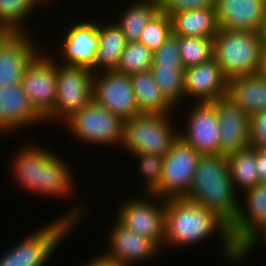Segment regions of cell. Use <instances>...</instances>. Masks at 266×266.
Instances as JSON below:
<instances>
[{"label": "cell", "mask_w": 266, "mask_h": 266, "mask_svg": "<svg viewBox=\"0 0 266 266\" xmlns=\"http://www.w3.org/2000/svg\"><path fill=\"white\" fill-rule=\"evenodd\" d=\"M250 145L266 148V112L250 117Z\"/></svg>", "instance_id": "obj_36"}, {"label": "cell", "mask_w": 266, "mask_h": 266, "mask_svg": "<svg viewBox=\"0 0 266 266\" xmlns=\"http://www.w3.org/2000/svg\"><path fill=\"white\" fill-rule=\"evenodd\" d=\"M57 62L55 107L45 118V123L56 120L63 125L93 99L94 73L88 67L66 66Z\"/></svg>", "instance_id": "obj_7"}, {"label": "cell", "mask_w": 266, "mask_h": 266, "mask_svg": "<svg viewBox=\"0 0 266 266\" xmlns=\"http://www.w3.org/2000/svg\"><path fill=\"white\" fill-rule=\"evenodd\" d=\"M93 99L123 120L142 114L136 103L129 75L117 71L93 76Z\"/></svg>", "instance_id": "obj_11"}, {"label": "cell", "mask_w": 266, "mask_h": 266, "mask_svg": "<svg viewBox=\"0 0 266 266\" xmlns=\"http://www.w3.org/2000/svg\"><path fill=\"white\" fill-rule=\"evenodd\" d=\"M160 11V0H135L114 22L121 28L127 43L138 42L143 29Z\"/></svg>", "instance_id": "obj_26"}, {"label": "cell", "mask_w": 266, "mask_h": 266, "mask_svg": "<svg viewBox=\"0 0 266 266\" xmlns=\"http://www.w3.org/2000/svg\"><path fill=\"white\" fill-rule=\"evenodd\" d=\"M266 243V225L260 229L249 241L248 243L240 250V263L246 260L251 252L258 246L259 243ZM266 245V244H265Z\"/></svg>", "instance_id": "obj_37"}, {"label": "cell", "mask_w": 266, "mask_h": 266, "mask_svg": "<svg viewBox=\"0 0 266 266\" xmlns=\"http://www.w3.org/2000/svg\"><path fill=\"white\" fill-rule=\"evenodd\" d=\"M243 194L244 204L240 202L238 215L230 225L232 241L239 250L266 225V183H259Z\"/></svg>", "instance_id": "obj_18"}, {"label": "cell", "mask_w": 266, "mask_h": 266, "mask_svg": "<svg viewBox=\"0 0 266 266\" xmlns=\"http://www.w3.org/2000/svg\"><path fill=\"white\" fill-rule=\"evenodd\" d=\"M220 123L219 155L245 150L250 145V117L230 98L213 101Z\"/></svg>", "instance_id": "obj_17"}, {"label": "cell", "mask_w": 266, "mask_h": 266, "mask_svg": "<svg viewBox=\"0 0 266 266\" xmlns=\"http://www.w3.org/2000/svg\"><path fill=\"white\" fill-rule=\"evenodd\" d=\"M129 77L141 113L162 115L175 113L176 109L163 96L150 70L129 74Z\"/></svg>", "instance_id": "obj_25"}, {"label": "cell", "mask_w": 266, "mask_h": 266, "mask_svg": "<svg viewBox=\"0 0 266 266\" xmlns=\"http://www.w3.org/2000/svg\"><path fill=\"white\" fill-rule=\"evenodd\" d=\"M150 71L163 96L177 111L185 99L184 67L152 66Z\"/></svg>", "instance_id": "obj_29"}, {"label": "cell", "mask_w": 266, "mask_h": 266, "mask_svg": "<svg viewBox=\"0 0 266 266\" xmlns=\"http://www.w3.org/2000/svg\"><path fill=\"white\" fill-rule=\"evenodd\" d=\"M219 28L262 33L266 23V0H215Z\"/></svg>", "instance_id": "obj_20"}, {"label": "cell", "mask_w": 266, "mask_h": 266, "mask_svg": "<svg viewBox=\"0 0 266 266\" xmlns=\"http://www.w3.org/2000/svg\"><path fill=\"white\" fill-rule=\"evenodd\" d=\"M214 233L219 237L224 258L233 265L240 264V250L232 241L230 225L217 213L185 197L165 200V248L195 245Z\"/></svg>", "instance_id": "obj_1"}, {"label": "cell", "mask_w": 266, "mask_h": 266, "mask_svg": "<svg viewBox=\"0 0 266 266\" xmlns=\"http://www.w3.org/2000/svg\"><path fill=\"white\" fill-rule=\"evenodd\" d=\"M263 33L220 28L213 38V58L230 80L263 71Z\"/></svg>", "instance_id": "obj_5"}, {"label": "cell", "mask_w": 266, "mask_h": 266, "mask_svg": "<svg viewBox=\"0 0 266 266\" xmlns=\"http://www.w3.org/2000/svg\"><path fill=\"white\" fill-rule=\"evenodd\" d=\"M170 35H172L170 16L160 11L143 29L138 42L154 53Z\"/></svg>", "instance_id": "obj_32"}, {"label": "cell", "mask_w": 266, "mask_h": 266, "mask_svg": "<svg viewBox=\"0 0 266 266\" xmlns=\"http://www.w3.org/2000/svg\"><path fill=\"white\" fill-rule=\"evenodd\" d=\"M249 116L266 112V76L261 72L228 80V94Z\"/></svg>", "instance_id": "obj_22"}, {"label": "cell", "mask_w": 266, "mask_h": 266, "mask_svg": "<svg viewBox=\"0 0 266 266\" xmlns=\"http://www.w3.org/2000/svg\"><path fill=\"white\" fill-rule=\"evenodd\" d=\"M48 0H0V28L11 33H27V19L40 4ZM38 5V6H37ZM29 17V18H28ZM24 23V24H23ZM24 26V28H23Z\"/></svg>", "instance_id": "obj_28"}, {"label": "cell", "mask_w": 266, "mask_h": 266, "mask_svg": "<svg viewBox=\"0 0 266 266\" xmlns=\"http://www.w3.org/2000/svg\"><path fill=\"white\" fill-rule=\"evenodd\" d=\"M201 156L179 137L163 156L160 186L153 194L165 200L186 197Z\"/></svg>", "instance_id": "obj_9"}, {"label": "cell", "mask_w": 266, "mask_h": 266, "mask_svg": "<svg viewBox=\"0 0 266 266\" xmlns=\"http://www.w3.org/2000/svg\"><path fill=\"white\" fill-rule=\"evenodd\" d=\"M179 137L201 155H219L220 123L213 102H193ZM187 122V123H186Z\"/></svg>", "instance_id": "obj_13"}, {"label": "cell", "mask_w": 266, "mask_h": 266, "mask_svg": "<svg viewBox=\"0 0 266 266\" xmlns=\"http://www.w3.org/2000/svg\"><path fill=\"white\" fill-rule=\"evenodd\" d=\"M143 197L136 198L135 196L133 199L124 201L119 206L120 209H117L118 215L115 219L132 232L149 238L163 251L165 199L154 194H147Z\"/></svg>", "instance_id": "obj_10"}, {"label": "cell", "mask_w": 266, "mask_h": 266, "mask_svg": "<svg viewBox=\"0 0 266 266\" xmlns=\"http://www.w3.org/2000/svg\"><path fill=\"white\" fill-rule=\"evenodd\" d=\"M238 196L231 179L227 156L202 155L185 198L217 213L231 225L242 201Z\"/></svg>", "instance_id": "obj_3"}, {"label": "cell", "mask_w": 266, "mask_h": 266, "mask_svg": "<svg viewBox=\"0 0 266 266\" xmlns=\"http://www.w3.org/2000/svg\"><path fill=\"white\" fill-rule=\"evenodd\" d=\"M153 63V52L139 42L127 43L117 67V72L134 74L149 71Z\"/></svg>", "instance_id": "obj_31"}, {"label": "cell", "mask_w": 266, "mask_h": 266, "mask_svg": "<svg viewBox=\"0 0 266 266\" xmlns=\"http://www.w3.org/2000/svg\"><path fill=\"white\" fill-rule=\"evenodd\" d=\"M152 66L183 67L179 52V36L170 35L153 53Z\"/></svg>", "instance_id": "obj_34"}, {"label": "cell", "mask_w": 266, "mask_h": 266, "mask_svg": "<svg viewBox=\"0 0 266 266\" xmlns=\"http://www.w3.org/2000/svg\"><path fill=\"white\" fill-rule=\"evenodd\" d=\"M11 34L9 30H6L4 28H0V45L2 42Z\"/></svg>", "instance_id": "obj_40"}, {"label": "cell", "mask_w": 266, "mask_h": 266, "mask_svg": "<svg viewBox=\"0 0 266 266\" xmlns=\"http://www.w3.org/2000/svg\"><path fill=\"white\" fill-rule=\"evenodd\" d=\"M28 33H11L0 45V88L20 84L26 68L41 52Z\"/></svg>", "instance_id": "obj_15"}, {"label": "cell", "mask_w": 266, "mask_h": 266, "mask_svg": "<svg viewBox=\"0 0 266 266\" xmlns=\"http://www.w3.org/2000/svg\"><path fill=\"white\" fill-rule=\"evenodd\" d=\"M76 21L68 27L64 37L59 40L60 55L66 66L94 67L99 44L98 20Z\"/></svg>", "instance_id": "obj_14"}, {"label": "cell", "mask_w": 266, "mask_h": 266, "mask_svg": "<svg viewBox=\"0 0 266 266\" xmlns=\"http://www.w3.org/2000/svg\"><path fill=\"white\" fill-rule=\"evenodd\" d=\"M100 22V24H99ZM98 22L99 44L94 67V74L116 71L121 54L127 44L121 28L113 20ZM105 23V24H104Z\"/></svg>", "instance_id": "obj_23"}, {"label": "cell", "mask_w": 266, "mask_h": 266, "mask_svg": "<svg viewBox=\"0 0 266 266\" xmlns=\"http://www.w3.org/2000/svg\"><path fill=\"white\" fill-rule=\"evenodd\" d=\"M215 0H160L161 11L169 16L180 11L214 6Z\"/></svg>", "instance_id": "obj_35"}, {"label": "cell", "mask_w": 266, "mask_h": 266, "mask_svg": "<svg viewBox=\"0 0 266 266\" xmlns=\"http://www.w3.org/2000/svg\"><path fill=\"white\" fill-rule=\"evenodd\" d=\"M262 33H263L264 48L266 50V23L264 26V31Z\"/></svg>", "instance_id": "obj_42"}, {"label": "cell", "mask_w": 266, "mask_h": 266, "mask_svg": "<svg viewBox=\"0 0 266 266\" xmlns=\"http://www.w3.org/2000/svg\"><path fill=\"white\" fill-rule=\"evenodd\" d=\"M63 125L71 135L86 144L121 147L123 142L124 120L103 108L94 99Z\"/></svg>", "instance_id": "obj_8"}, {"label": "cell", "mask_w": 266, "mask_h": 266, "mask_svg": "<svg viewBox=\"0 0 266 266\" xmlns=\"http://www.w3.org/2000/svg\"><path fill=\"white\" fill-rule=\"evenodd\" d=\"M262 73L266 76V50L264 53L263 71Z\"/></svg>", "instance_id": "obj_41"}, {"label": "cell", "mask_w": 266, "mask_h": 266, "mask_svg": "<svg viewBox=\"0 0 266 266\" xmlns=\"http://www.w3.org/2000/svg\"><path fill=\"white\" fill-rule=\"evenodd\" d=\"M88 262L84 266H120L114 260L107 258L102 252Z\"/></svg>", "instance_id": "obj_39"}, {"label": "cell", "mask_w": 266, "mask_h": 266, "mask_svg": "<svg viewBox=\"0 0 266 266\" xmlns=\"http://www.w3.org/2000/svg\"><path fill=\"white\" fill-rule=\"evenodd\" d=\"M179 52L184 69L213 58V38L179 36Z\"/></svg>", "instance_id": "obj_30"}, {"label": "cell", "mask_w": 266, "mask_h": 266, "mask_svg": "<svg viewBox=\"0 0 266 266\" xmlns=\"http://www.w3.org/2000/svg\"><path fill=\"white\" fill-rule=\"evenodd\" d=\"M184 94L195 102H213L228 94V79L214 58L184 69Z\"/></svg>", "instance_id": "obj_19"}, {"label": "cell", "mask_w": 266, "mask_h": 266, "mask_svg": "<svg viewBox=\"0 0 266 266\" xmlns=\"http://www.w3.org/2000/svg\"><path fill=\"white\" fill-rule=\"evenodd\" d=\"M136 156L139 163H137L138 174H142L145 178V193L153 194L160 186V180L163 168V157L152 154H133Z\"/></svg>", "instance_id": "obj_33"}, {"label": "cell", "mask_w": 266, "mask_h": 266, "mask_svg": "<svg viewBox=\"0 0 266 266\" xmlns=\"http://www.w3.org/2000/svg\"><path fill=\"white\" fill-rule=\"evenodd\" d=\"M45 119L32 106L21 83L0 88V133L11 134Z\"/></svg>", "instance_id": "obj_21"}, {"label": "cell", "mask_w": 266, "mask_h": 266, "mask_svg": "<svg viewBox=\"0 0 266 266\" xmlns=\"http://www.w3.org/2000/svg\"><path fill=\"white\" fill-rule=\"evenodd\" d=\"M255 161L259 183H266V148L255 147Z\"/></svg>", "instance_id": "obj_38"}, {"label": "cell", "mask_w": 266, "mask_h": 266, "mask_svg": "<svg viewBox=\"0 0 266 266\" xmlns=\"http://www.w3.org/2000/svg\"><path fill=\"white\" fill-rule=\"evenodd\" d=\"M108 232L107 253L103 254L120 266H131L135 262L148 261L159 254L161 249L149 238L132 232L117 219Z\"/></svg>", "instance_id": "obj_16"}, {"label": "cell", "mask_w": 266, "mask_h": 266, "mask_svg": "<svg viewBox=\"0 0 266 266\" xmlns=\"http://www.w3.org/2000/svg\"><path fill=\"white\" fill-rule=\"evenodd\" d=\"M35 145H24L25 148L17 151L14 160L11 158L10 170L13 178H16V184L32 194L56 199L68 197L69 200L75 191L73 168L68 166L70 164L63 157Z\"/></svg>", "instance_id": "obj_2"}, {"label": "cell", "mask_w": 266, "mask_h": 266, "mask_svg": "<svg viewBox=\"0 0 266 266\" xmlns=\"http://www.w3.org/2000/svg\"><path fill=\"white\" fill-rule=\"evenodd\" d=\"M171 118V119H170ZM170 114L142 113L124 120L121 148L133 154L164 156L179 138V129Z\"/></svg>", "instance_id": "obj_6"}, {"label": "cell", "mask_w": 266, "mask_h": 266, "mask_svg": "<svg viewBox=\"0 0 266 266\" xmlns=\"http://www.w3.org/2000/svg\"><path fill=\"white\" fill-rule=\"evenodd\" d=\"M170 19L176 36L214 38L220 29L214 6L173 13Z\"/></svg>", "instance_id": "obj_24"}, {"label": "cell", "mask_w": 266, "mask_h": 266, "mask_svg": "<svg viewBox=\"0 0 266 266\" xmlns=\"http://www.w3.org/2000/svg\"><path fill=\"white\" fill-rule=\"evenodd\" d=\"M58 219L50 221L12 245L0 256V266H44L54 251L65 241L74 227L87 215L84 201H80ZM83 204V205H81Z\"/></svg>", "instance_id": "obj_4"}, {"label": "cell", "mask_w": 266, "mask_h": 266, "mask_svg": "<svg viewBox=\"0 0 266 266\" xmlns=\"http://www.w3.org/2000/svg\"><path fill=\"white\" fill-rule=\"evenodd\" d=\"M229 171L236 191L243 193L259 184L255 161V147L227 155ZM240 188V189H239Z\"/></svg>", "instance_id": "obj_27"}, {"label": "cell", "mask_w": 266, "mask_h": 266, "mask_svg": "<svg viewBox=\"0 0 266 266\" xmlns=\"http://www.w3.org/2000/svg\"><path fill=\"white\" fill-rule=\"evenodd\" d=\"M41 52L26 68L21 85L32 106L45 119L55 107L56 59Z\"/></svg>", "instance_id": "obj_12"}]
</instances>
